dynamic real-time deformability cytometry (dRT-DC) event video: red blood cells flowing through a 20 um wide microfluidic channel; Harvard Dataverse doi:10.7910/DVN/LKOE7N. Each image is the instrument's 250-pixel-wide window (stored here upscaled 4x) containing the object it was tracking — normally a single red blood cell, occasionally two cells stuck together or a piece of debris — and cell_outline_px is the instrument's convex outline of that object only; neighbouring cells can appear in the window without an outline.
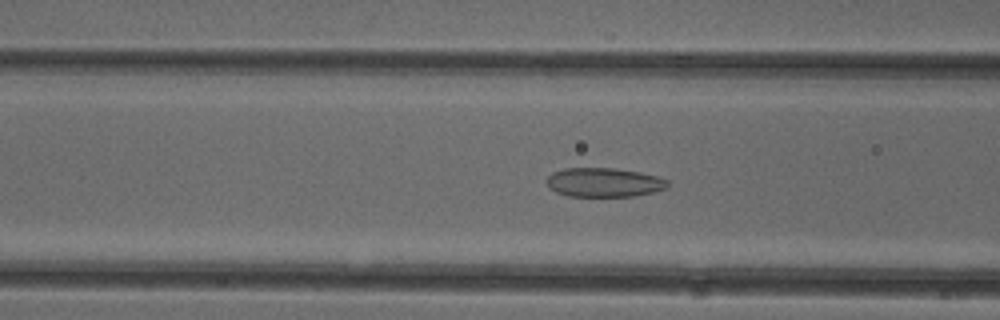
{"species": "common noctule bat (a hibernating species)", "species_latin": "Nyctalus noctula", "temperature_condition": "cold", "stored_images_in_passage": 48, "camera_frame_rate_fps": 3000, "um_per_image_px": 0.085, "animal": {"sex": "female"}, "frame": {"image": 1, "passage_image": 17, "time_ms": 5.333, "image_size_px": [1000, 320], "cell_outline_px": [[668, 188], [636, 196], [568, 196], [556, 192], [548, 188], [544, 180], [552, 172], [564, 168], [616, 168], [640, 172], [656, 176], [668, 180]], "centroid_in_image_um": [51.3, 15.5], "position_along_channel_um": 115.3, "area_um2": 20.75}}
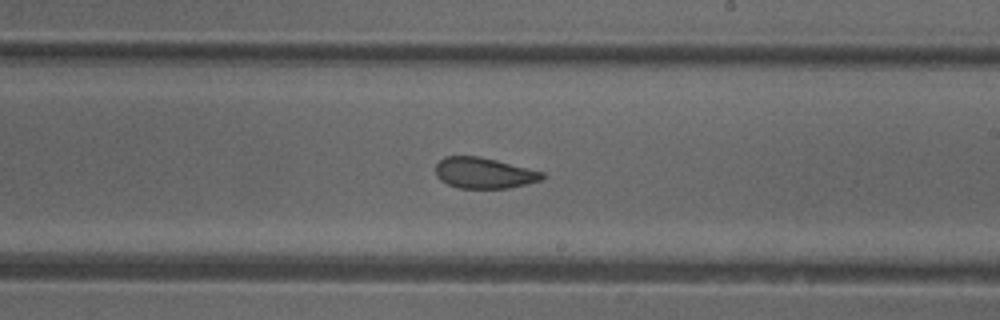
{"frame": {"image": 2, "passage_image": 27, "time_ms": 8.667, "image_size_px": [1000, 320], "cell_outline_px": [[544, 176], [540, 180], [508, 188], [460, 188], [448, 184], [440, 180], [436, 176], [436, 164], [444, 156], [480, 156], [544, 172]], "centroid_in_image_um": [41.1, 14.7], "position_along_channel_um": 247.9, "area_um2": 19.02}}
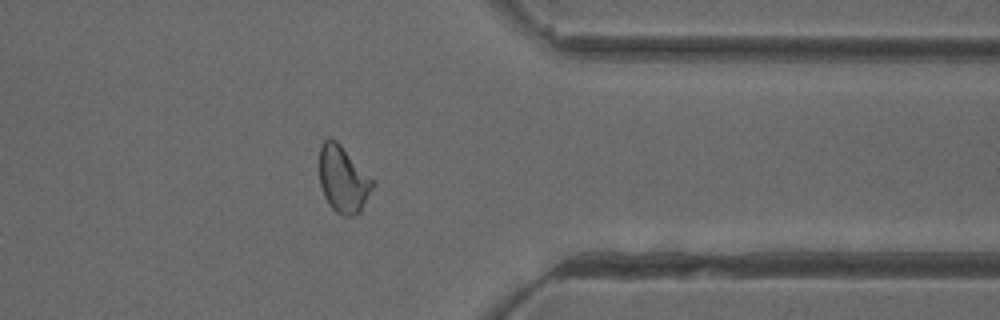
{"frame": {"image": 3, "passage_image": 38, "time_ms": 12.333, "image_size_px": [1000, 320], "cell_outline_px": [[376, 184], [360, 212], [356, 216], [344, 216], [336, 212], [328, 204], [324, 196], [320, 184], [320, 148], [324, 140], [328, 136], [336, 140], [340, 144]], "centroid_in_image_um": [29.16, 15.27], "position_along_channel_um": 382.2, "area_um2": 20.58}, "authors_computed_cell_mechanics": {"area_um2": 20.9525, "velocity_mm_per_s": 3.9825, "shape_relaxation_time_tau1_ms": null, "shape_relaxation_time_tau2_ms": 1.832, "deformation_change_tau1": null, "deformation_change_tau2": 0.0863}}